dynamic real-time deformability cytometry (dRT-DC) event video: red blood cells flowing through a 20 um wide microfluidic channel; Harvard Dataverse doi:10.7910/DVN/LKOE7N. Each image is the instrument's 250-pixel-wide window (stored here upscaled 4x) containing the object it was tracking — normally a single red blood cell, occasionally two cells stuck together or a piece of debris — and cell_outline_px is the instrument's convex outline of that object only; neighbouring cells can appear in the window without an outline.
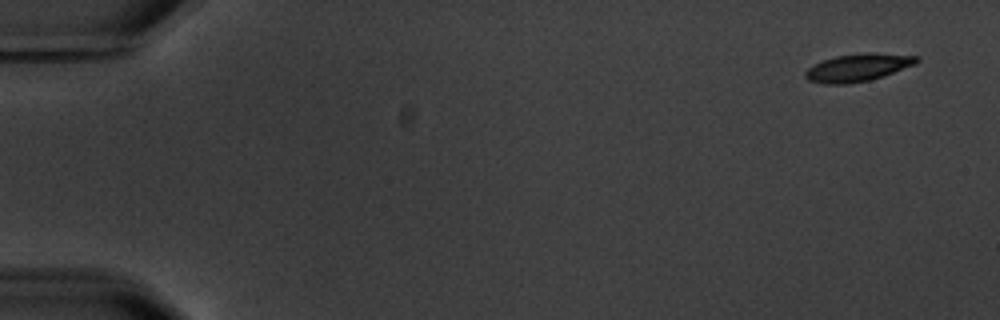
{"species": "common noctule bat (a hibernating species)", "species_latin": "Nyctalus noctula", "temperature_condition": "warm", "stored_images_in_passage": 6, "segment_of_instrument_passage": [2, 2], "camera_frame_rate_fps": 3000, "um_per_image_px": 0.085, "animal": {"sex": "male", "body_mass_g": 20.1, "forearm_length_mm": 53.5}, "frame": {"image": 1, "passage_image": 6, "time_ms": 6.0, "image_size_px": [1000, 320], "cell_outline_px": [[920, 60], [916, 64], [884, 76], [868, 80], [848, 84], [824, 84], [808, 80], [804, 76], [804, 72], [808, 68], [824, 60], [836, 56], [868, 52], [872, 52], [920, 56]], "centroid_in_image_um": [72.96, 5.74], "position_along_channel_um": 12.0, "area_um2": 17.98}}